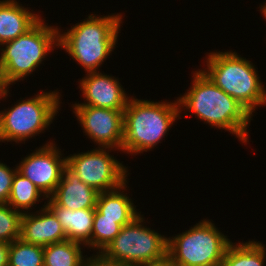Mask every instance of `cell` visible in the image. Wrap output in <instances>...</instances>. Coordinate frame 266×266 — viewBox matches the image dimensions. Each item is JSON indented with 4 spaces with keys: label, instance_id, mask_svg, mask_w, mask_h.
<instances>
[{
    "label": "cell",
    "instance_id": "obj_9",
    "mask_svg": "<svg viewBox=\"0 0 266 266\" xmlns=\"http://www.w3.org/2000/svg\"><path fill=\"white\" fill-rule=\"evenodd\" d=\"M111 150L116 151L113 148L96 147L87 152L70 154L66 157V166L80 181L99 193L112 191L127 182L128 167L109 154Z\"/></svg>",
    "mask_w": 266,
    "mask_h": 266
},
{
    "label": "cell",
    "instance_id": "obj_5",
    "mask_svg": "<svg viewBox=\"0 0 266 266\" xmlns=\"http://www.w3.org/2000/svg\"><path fill=\"white\" fill-rule=\"evenodd\" d=\"M44 20L41 18L24 35L1 45L0 79L8 86L31 75L58 48L59 28L47 26Z\"/></svg>",
    "mask_w": 266,
    "mask_h": 266
},
{
    "label": "cell",
    "instance_id": "obj_19",
    "mask_svg": "<svg viewBox=\"0 0 266 266\" xmlns=\"http://www.w3.org/2000/svg\"><path fill=\"white\" fill-rule=\"evenodd\" d=\"M81 243L71 240L49 244L44 246V266H83L87 257L83 255ZM86 257V258H84Z\"/></svg>",
    "mask_w": 266,
    "mask_h": 266
},
{
    "label": "cell",
    "instance_id": "obj_22",
    "mask_svg": "<svg viewBox=\"0 0 266 266\" xmlns=\"http://www.w3.org/2000/svg\"><path fill=\"white\" fill-rule=\"evenodd\" d=\"M8 266H44L43 246L16 239L10 243Z\"/></svg>",
    "mask_w": 266,
    "mask_h": 266
},
{
    "label": "cell",
    "instance_id": "obj_16",
    "mask_svg": "<svg viewBox=\"0 0 266 266\" xmlns=\"http://www.w3.org/2000/svg\"><path fill=\"white\" fill-rule=\"evenodd\" d=\"M29 10L17 0H0V47L24 35L42 18Z\"/></svg>",
    "mask_w": 266,
    "mask_h": 266
},
{
    "label": "cell",
    "instance_id": "obj_8",
    "mask_svg": "<svg viewBox=\"0 0 266 266\" xmlns=\"http://www.w3.org/2000/svg\"><path fill=\"white\" fill-rule=\"evenodd\" d=\"M145 218L138 215L105 248L100 256L108 262L140 266L168 258V237L144 226Z\"/></svg>",
    "mask_w": 266,
    "mask_h": 266
},
{
    "label": "cell",
    "instance_id": "obj_15",
    "mask_svg": "<svg viewBox=\"0 0 266 266\" xmlns=\"http://www.w3.org/2000/svg\"><path fill=\"white\" fill-rule=\"evenodd\" d=\"M46 206L59 220L67 239L91 249V236L96 208L72 210L56 205L47 198Z\"/></svg>",
    "mask_w": 266,
    "mask_h": 266
},
{
    "label": "cell",
    "instance_id": "obj_27",
    "mask_svg": "<svg viewBox=\"0 0 266 266\" xmlns=\"http://www.w3.org/2000/svg\"><path fill=\"white\" fill-rule=\"evenodd\" d=\"M9 86L0 79V100L6 99L9 93ZM1 113V112H0Z\"/></svg>",
    "mask_w": 266,
    "mask_h": 266
},
{
    "label": "cell",
    "instance_id": "obj_20",
    "mask_svg": "<svg viewBox=\"0 0 266 266\" xmlns=\"http://www.w3.org/2000/svg\"><path fill=\"white\" fill-rule=\"evenodd\" d=\"M40 198L41 200L47 199L33 182L16 171L12 180V189L7 204L13 209L25 213L30 212L31 207L37 202H41Z\"/></svg>",
    "mask_w": 266,
    "mask_h": 266
},
{
    "label": "cell",
    "instance_id": "obj_4",
    "mask_svg": "<svg viewBox=\"0 0 266 266\" xmlns=\"http://www.w3.org/2000/svg\"><path fill=\"white\" fill-rule=\"evenodd\" d=\"M201 71L252 115L266 105V89L253 63L235 52H210Z\"/></svg>",
    "mask_w": 266,
    "mask_h": 266
},
{
    "label": "cell",
    "instance_id": "obj_1",
    "mask_svg": "<svg viewBox=\"0 0 266 266\" xmlns=\"http://www.w3.org/2000/svg\"><path fill=\"white\" fill-rule=\"evenodd\" d=\"M192 85L184 95L177 98L180 114L182 108L191 111L197 119L229 131L242 143L249 142L247 127L252 114L237 100L217 87L200 69L193 72ZM186 107V108H185Z\"/></svg>",
    "mask_w": 266,
    "mask_h": 266
},
{
    "label": "cell",
    "instance_id": "obj_17",
    "mask_svg": "<svg viewBox=\"0 0 266 266\" xmlns=\"http://www.w3.org/2000/svg\"><path fill=\"white\" fill-rule=\"evenodd\" d=\"M126 184L128 181L117 189L98 194L96 209L103 215V218L135 219L141 214V212H137L133 200L126 195L127 193H124L128 187Z\"/></svg>",
    "mask_w": 266,
    "mask_h": 266
},
{
    "label": "cell",
    "instance_id": "obj_7",
    "mask_svg": "<svg viewBox=\"0 0 266 266\" xmlns=\"http://www.w3.org/2000/svg\"><path fill=\"white\" fill-rule=\"evenodd\" d=\"M232 241L208 219L168 237V259L174 266H220Z\"/></svg>",
    "mask_w": 266,
    "mask_h": 266
},
{
    "label": "cell",
    "instance_id": "obj_12",
    "mask_svg": "<svg viewBox=\"0 0 266 266\" xmlns=\"http://www.w3.org/2000/svg\"><path fill=\"white\" fill-rule=\"evenodd\" d=\"M79 81V88L85 101L73 105H88L98 108L124 111L130 99L119 78L102 72H89Z\"/></svg>",
    "mask_w": 266,
    "mask_h": 266
},
{
    "label": "cell",
    "instance_id": "obj_24",
    "mask_svg": "<svg viewBox=\"0 0 266 266\" xmlns=\"http://www.w3.org/2000/svg\"><path fill=\"white\" fill-rule=\"evenodd\" d=\"M13 168L11 169V167L0 161V204H7L9 200L17 165Z\"/></svg>",
    "mask_w": 266,
    "mask_h": 266
},
{
    "label": "cell",
    "instance_id": "obj_26",
    "mask_svg": "<svg viewBox=\"0 0 266 266\" xmlns=\"http://www.w3.org/2000/svg\"><path fill=\"white\" fill-rule=\"evenodd\" d=\"M9 247L10 243L0 241V266L9 265Z\"/></svg>",
    "mask_w": 266,
    "mask_h": 266
},
{
    "label": "cell",
    "instance_id": "obj_14",
    "mask_svg": "<svg viewBox=\"0 0 266 266\" xmlns=\"http://www.w3.org/2000/svg\"><path fill=\"white\" fill-rule=\"evenodd\" d=\"M99 192L80 181L67 166L63 170L61 181L49 197L56 205L72 210L96 208Z\"/></svg>",
    "mask_w": 266,
    "mask_h": 266
},
{
    "label": "cell",
    "instance_id": "obj_29",
    "mask_svg": "<svg viewBox=\"0 0 266 266\" xmlns=\"http://www.w3.org/2000/svg\"><path fill=\"white\" fill-rule=\"evenodd\" d=\"M260 6H261L260 7V10H261L260 12L264 16V18L266 19V3L264 2L263 5L261 4Z\"/></svg>",
    "mask_w": 266,
    "mask_h": 266
},
{
    "label": "cell",
    "instance_id": "obj_23",
    "mask_svg": "<svg viewBox=\"0 0 266 266\" xmlns=\"http://www.w3.org/2000/svg\"><path fill=\"white\" fill-rule=\"evenodd\" d=\"M23 212L8 204H0V241L11 243L20 238Z\"/></svg>",
    "mask_w": 266,
    "mask_h": 266
},
{
    "label": "cell",
    "instance_id": "obj_25",
    "mask_svg": "<svg viewBox=\"0 0 266 266\" xmlns=\"http://www.w3.org/2000/svg\"><path fill=\"white\" fill-rule=\"evenodd\" d=\"M86 264L88 266H134V265H122L117 263H111L108 261H105L100 255H93L90 257H87Z\"/></svg>",
    "mask_w": 266,
    "mask_h": 266
},
{
    "label": "cell",
    "instance_id": "obj_6",
    "mask_svg": "<svg viewBox=\"0 0 266 266\" xmlns=\"http://www.w3.org/2000/svg\"><path fill=\"white\" fill-rule=\"evenodd\" d=\"M59 92H41L32 98L17 101L7 110L0 111V142L22 143L35 137L46 129L58 110H60Z\"/></svg>",
    "mask_w": 266,
    "mask_h": 266
},
{
    "label": "cell",
    "instance_id": "obj_13",
    "mask_svg": "<svg viewBox=\"0 0 266 266\" xmlns=\"http://www.w3.org/2000/svg\"><path fill=\"white\" fill-rule=\"evenodd\" d=\"M45 204L39 211L23 213L20 228L22 241L44 247L67 240L59 220Z\"/></svg>",
    "mask_w": 266,
    "mask_h": 266
},
{
    "label": "cell",
    "instance_id": "obj_2",
    "mask_svg": "<svg viewBox=\"0 0 266 266\" xmlns=\"http://www.w3.org/2000/svg\"><path fill=\"white\" fill-rule=\"evenodd\" d=\"M122 14L98 16L90 14L84 21L73 25L67 32L58 33V48L84 68L85 73L99 71L118 42Z\"/></svg>",
    "mask_w": 266,
    "mask_h": 266
},
{
    "label": "cell",
    "instance_id": "obj_28",
    "mask_svg": "<svg viewBox=\"0 0 266 266\" xmlns=\"http://www.w3.org/2000/svg\"><path fill=\"white\" fill-rule=\"evenodd\" d=\"M140 266H174V265L167 258V259L160 261V262H157V263H150V264H145V265H140Z\"/></svg>",
    "mask_w": 266,
    "mask_h": 266
},
{
    "label": "cell",
    "instance_id": "obj_11",
    "mask_svg": "<svg viewBox=\"0 0 266 266\" xmlns=\"http://www.w3.org/2000/svg\"><path fill=\"white\" fill-rule=\"evenodd\" d=\"M61 151L53 142L34 150L26 155L19 165L17 171L28 178L35 186L49 198L61 181L63 170L66 167V157H62Z\"/></svg>",
    "mask_w": 266,
    "mask_h": 266
},
{
    "label": "cell",
    "instance_id": "obj_3",
    "mask_svg": "<svg viewBox=\"0 0 266 266\" xmlns=\"http://www.w3.org/2000/svg\"><path fill=\"white\" fill-rule=\"evenodd\" d=\"M166 101L130 97L124 109L121 151L137 155L153 149L165 138L173 123L181 117L177 99L174 102Z\"/></svg>",
    "mask_w": 266,
    "mask_h": 266
},
{
    "label": "cell",
    "instance_id": "obj_21",
    "mask_svg": "<svg viewBox=\"0 0 266 266\" xmlns=\"http://www.w3.org/2000/svg\"><path fill=\"white\" fill-rule=\"evenodd\" d=\"M133 220L134 219L103 218V215L95 209L91 236V249L98 250L96 253L97 255H100L120 233L121 228L130 224Z\"/></svg>",
    "mask_w": 266,
    "mask_h": 266
},
{
    "label": "cell",
    "instance_id": "obj_18",
    "mask_svg": "<svg viewBox=\"0 0 266 266\" xmlns=\"http://www.w3.org/2000/svg\"><path fill=\"white\" fill-rule=\"evenodd\" d=\"M237 244V245H236ZM265 245L257 241L231 243L220 266H264Z\"/></svg>",
    "mask_w": 266,
    "mask_h": 266
},
{
    "label": "cell",
    "instance_id": "obj_10",
    "mask_svg": "<svg viewBox=\"0 0 266 266\" xmlns=\"http://www.w3.org/2000/svg\"><path fill=\"white\" fill-rule=\"evenodd\" d=\"M83 133L100 148L122 150L124 111L88 105H72Z\"/></svg>",
    "mask_w": 266,
    "mask_h": 266
}]
</instances>
